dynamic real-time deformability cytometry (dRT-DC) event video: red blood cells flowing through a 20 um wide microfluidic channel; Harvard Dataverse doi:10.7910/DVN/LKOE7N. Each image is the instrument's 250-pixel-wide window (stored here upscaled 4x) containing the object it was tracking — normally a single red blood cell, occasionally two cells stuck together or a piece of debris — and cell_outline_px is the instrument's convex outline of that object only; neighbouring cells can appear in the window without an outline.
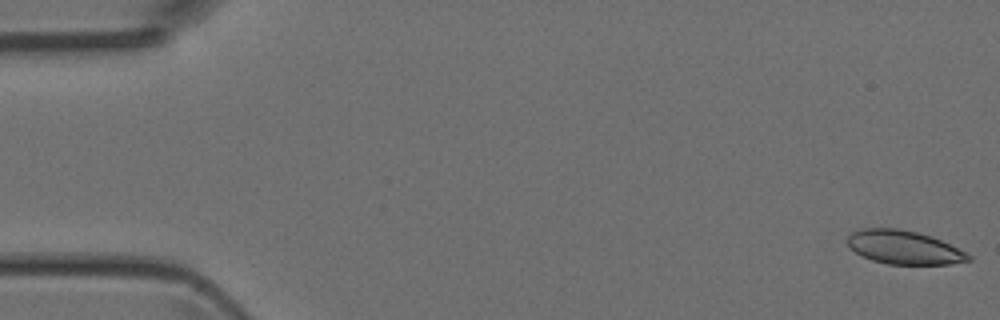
{"species": "Egyptian fruit bat (a non-hibernating species)", "species_latin": "Rousettus aegyptiacus", "temperature_condition": "room temperature", "stored_images_in_passage": 6, "camera_frame_rate_fps": 3000, "um_per_image_px": 0.085, "animal": {"sex": "female"}, "frame": {"image": 1, "passage_image": 1, "time_ms": 0.0, "image_size_px": [1000, 320], "cell_outline_px": [[972, 260], [948, 264], [888, 264], [872, 260], [848, 248], [848, 236], [852, 232], [864, 228], [900, 228], [932, 236], [972, 256]], "centroid_in_image_um": [76.81, 21.02], "position_along_channel_um": 8.2, "area_um2": 23.47}}
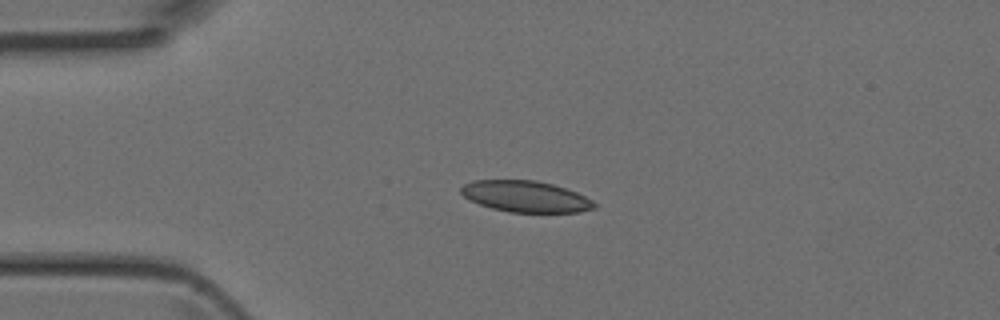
{"frame": {"image": 2, "passage_image": 4, "time_ms": 1.0, "image_size_px": [1000, 320], "cell_outline_px": [[596, 208], [580, 212], [508, 212], [492, 208], [480, 204], [464, 196], [460, 192], [460, 188], [464, 184], [472, 180], [536, 180], [552, 184], [576, 192], [592, 200], [596, 204]], "centroid_in_image_um": [44.68, 16.7], "position_along_channel_um": 40.3, "area_um2": 24.16}}
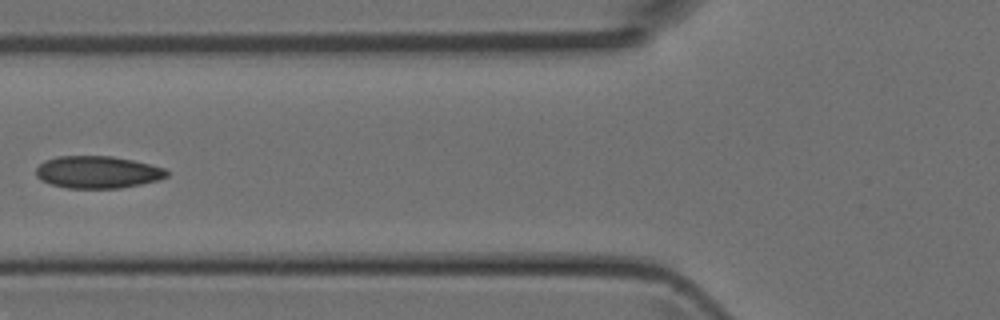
{"frame": {"image": 3, "passage_image": 6, "time_ms": 1.667, "image_size_px": [1000, 320], "cell_outline_px": [[168, 176], [160, 180], [120, 188], [68, 188], [52, 184], [40, 180], [36, 176], [36, 168], [44, 160], [56, 156], [112, 156], [132, 160], [164, 168], [168, 172]], "centroid_in_image_um": [8.28, 14.63], "position_along_channel_um": 117.5, "area_um2": 24.57}}